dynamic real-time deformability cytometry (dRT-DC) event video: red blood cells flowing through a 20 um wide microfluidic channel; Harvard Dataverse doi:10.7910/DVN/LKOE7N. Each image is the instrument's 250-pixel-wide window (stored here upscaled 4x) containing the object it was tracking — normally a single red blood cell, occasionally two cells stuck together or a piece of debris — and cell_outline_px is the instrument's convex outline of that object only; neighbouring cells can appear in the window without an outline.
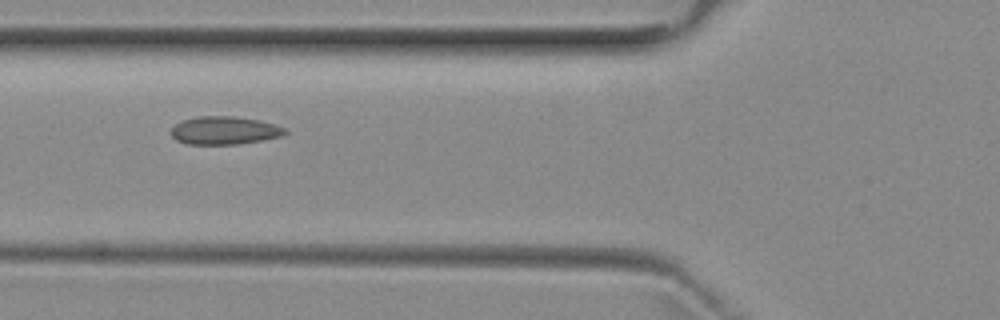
{"species": "common noctule bat (a hibernating species)", "species_latin": "Nyctalus noctula", "temperature_condition": "room temperature", "stored_images_in_passage": 7, "camera_frame_rate_fps": 3000, "um_per_image_px": 0.085, "animal": {"sex": "female", "body_mass_g": 29.2, "forearm_length_mm": 56.3}, "frame": {"image": 1, "passage_image": 6, "time_ms": 6.0, "image_size_px": [1000, 320], "cell_outline_px": [[288, 132], [280, 136], [240, 144], [188, 144], [176, 140], [172, 136], [172, 128], [176, 124], [184, 120], [200, 116], [232, 116], [256, 120], [272, 124], [284, 128]], "centroid_in_image_um": [19.05, 11.09], "position_along_channel_um": 106.8, "area_um2": 18.21}}
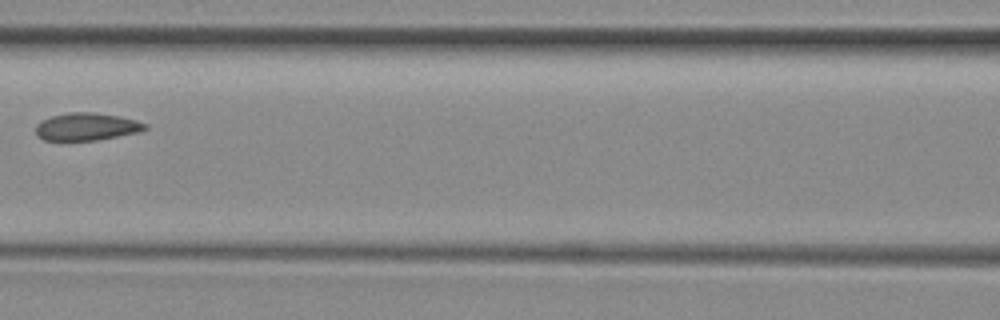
{"frame": {"image": 2, "passage_image": 7, "time_ms": 7.333, "image_size_px": [1000, 320], "cell_outline_px": [[148, 128], [140, 132], [96, 140], [44, 140], [36, 132], [36, 124], [40, 120], [52, 116], [68, 112], [92, 112], [120, 116], [136, 120], [148, 124]], "centroid_in_image_um": [7.39, 10.76], "position_along_channel_um": 159.2, "area_um2": 17.57}}